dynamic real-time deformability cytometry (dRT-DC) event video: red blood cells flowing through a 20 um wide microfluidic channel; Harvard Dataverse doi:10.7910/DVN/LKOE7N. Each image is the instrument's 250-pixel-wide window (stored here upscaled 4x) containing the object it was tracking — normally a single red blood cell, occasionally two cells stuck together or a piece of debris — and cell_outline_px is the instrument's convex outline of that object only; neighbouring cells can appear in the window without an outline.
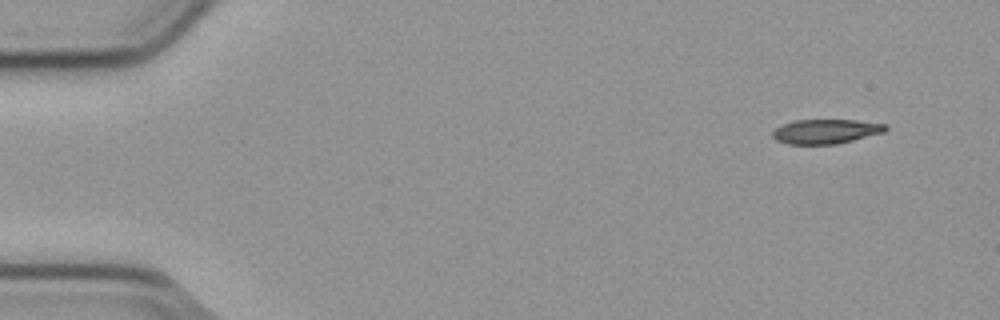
{"species": "common noctule bat (a hibernating species)", "species_latin": "Nyctalus noctula", "temperature_condition": "cold", "stored_images_in_passage": 4, "camera_frame_rate_fps": 3000, "um_per_image_px": 0.085, "animal": {"sex": "male", "body_mass_g": 23.1, "forearm_length_mm": 52.7}, "frame": {"image": 1, "passage_image": 1, "time_ms": 0.0, "image_size_px": [1000, 320], "cell_outline_px": [[888, 128], [884, 132], [836, 144], [788, 144], [776, 140], [772, 136], [772, 132], [776, 128], [784, 124], [796, 120], [856, 120], [888, 124]], "centroid_in_image_um": [70.21, 11.17], "position_along_channel_um": 14.8, "area_um2": 16.01}}
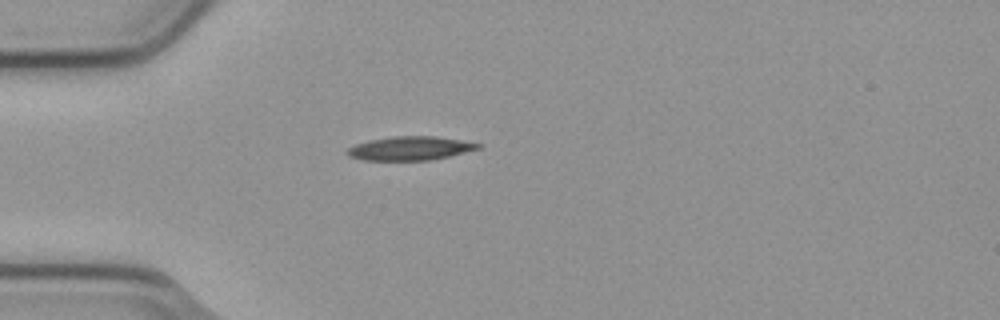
{"frame": {"image": 2, "passage_image": 4, "time_ms": 1.0, "image_size_px": [1000, 320], "cell_outline_px": [[480, 148], [432, 160], [364, 160], [348, 156], [348, 148], [356, 144], [368, 140], [392, 136], [436, 136], [460, 140], [480, 144]], "centroid_in_image_um": [34.83, 12.6], "position_along_channel_um": 50.2, "area_um2": 17.92}}